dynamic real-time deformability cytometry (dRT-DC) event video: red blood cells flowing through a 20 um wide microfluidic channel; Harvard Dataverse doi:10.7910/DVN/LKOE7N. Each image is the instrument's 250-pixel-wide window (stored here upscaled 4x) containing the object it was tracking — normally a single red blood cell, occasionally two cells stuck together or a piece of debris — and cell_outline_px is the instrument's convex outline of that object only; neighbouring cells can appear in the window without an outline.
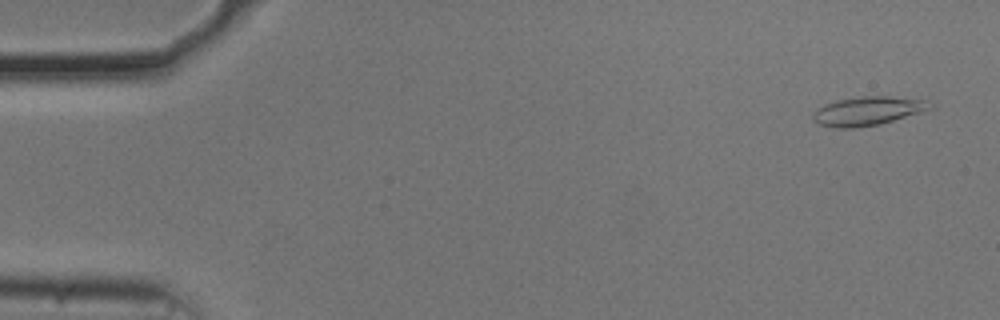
{"species": "common noctule bat (a hibernating species)", "species_latin": "Nyctalus noctula", "temperature_condition": "cold", "stored_images_in_passage": 55, "camera_frame_rate_fps": 3000, "um_per_image_px": 0.085, "animal": {"sex": "male", "body_mass_g": 20.5, "forearm_length_mm": 52.5}, "frame": {"image": 1, "passage_image": 3, "time_ms": 0.667, "image_size_px": [1000, 320], "cell_outline_px": [[936, 104], [932, 108], [880, 124], [856, 128], [832, 128], [820, 124], [812, 120], [812, 112], [816, 108], [824, 104], [836, 100], [860, 96], [888, 96], [928, 100]], "centroid_in_image_um": [73.72, 9.43], "position_along_channel_um": 11.3, "area_um2": 19.88}}
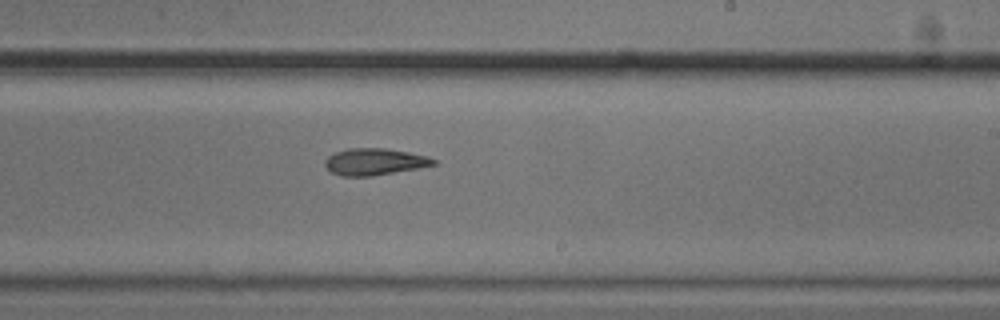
{"frame": {"image": 2, "passage_image": 33, "time_ms": 10.667, "image_size_px": [1000, 320], "cell_outline_px": [[436, 164], [416, 168], [372, 176], [340, 176], [332, 172], [324, 164], [324, 160], [328, 156], [336, 152], [348, 148], [384, 148], [408, 152], [428, 156], [436, 160]], "centroid_in_image_um": [31.81, 13.74], "position_along_channel_um": 257.2, "area_um2": 16.76}}
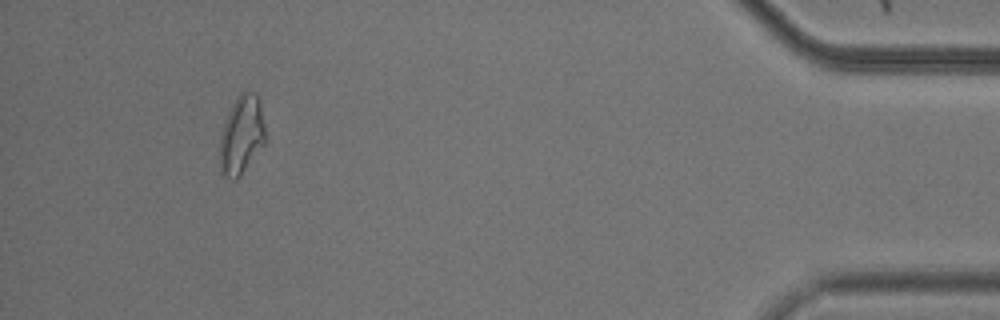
{"frame": {"image": 3, "passage_image": 51, "time_ms": 16.667, "image_size_px": [1000, 320], "cell_outline_px": [[264, 144], [240, 176], [236, 180], [232, 180], [224, 176], [220, 172], [220, 136], [224, 120], [232, 104], [240, 92], [256, 92], [260, 100], [264, 124]], "centroid_in_image_um": [20.51, 11.47], "position_along_channel_um": 414.7, "area_um2": 20.92}, "authors_computed_cell_mechanics": {"area_um2": 17.8602, "velocity_mm_per_s": 3.6918, "shape_relaxation_time_tau1_ms": 7.2003, "shape_relaxation_time_tau2_ms": 5.4426, "deformation_change_tau1": 0.1879, "deformation_change_tau2": 0.1289}}